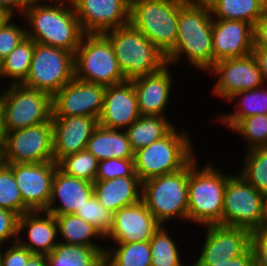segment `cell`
<instances>
[{"label": "cell", "mask_w": 267, "mask_h": 266, "mask_svg": "<svg viewBox=\"0 0 267 266\" xmlns=\"http://www.w3.org/2000/svg\"><path fill=\"white\" fill-rule=\"evenodd\" d=\"M22 18L26 37L72 53L85 34L71 0H30Z\"/></svg>", "instance_id": "cell-1"}, {"label": "cell", "mask_w": 267, "mask_h": 266, "mask_svg": "<svg viewBox=\"0 0 267 266\" xmlns=\"http://www.w3.org/2000/svg\"><path fill=\"white\" fill-rule=\"evenodd\" d=\"M212 24L213 17L204 0H187L179 9L176 44L166 56L167 64L180 65L186 58L190 67L207 72L213 66Z\"/></svg>", "instance_id": "cell-2"}, {"label": "cell", "mask_w": 267, "mask_h": 266, "mask_svg": "<svg viewBox=\"0 0 267 266\" xmlns=\"http://www.w3.org/2000/svg\"><path fill=\"white\" fill-rule=\"evenodd\" d=\"M197 158L189 162L188 222L197 227L222 225L224 192L234 173H225L211 161L199 167Z\"/></svg>", "instance_id": "cell-3"}, {"label": "cell", "mask_w": 267, "mask_h": 266, "mask_svg": "<svg viewBox=\"0 0 267 266\" xmlns=\"http://www.w3.org/2000/svg\"><path fill=\"white\" fill-rule=\"evenodd\" d=\"M178 128L176 126L167 136L134 152V170L142 182L177 172L196 156L191 133L180 128L178 131Z\"/></svg>", "instance_id": "cell-4"}, {"label": "cell", "mask_w": 267, "mask_h": 266, "mask_svg": "<svg viewBox=\"0 0 267 266\" xmlns=\"http://www.w3.org/2000/svg\"><path fill=\"white\" fill-rule=\"evenodd\" d=\"M110 41L126 80L160 71L166 56L130 23L103 33Z\"/></svg>", "instance_id": "cell-5"}, {"label": "cell", "mask_w": 267, "mask_h": 266, "mask_svg": "<svg viewBox=\"0 0 267 266\" xmlns=\"http://www.w3.org/2000/svg\"><path fill=\"white\" fill-rule=\"evenodd\" d=\"M188 182L189 163L177 172L142 182V200L161 225L168 226L170 220L188 222Z\"/></svg>", "instance_id": "cell-6"}, {"label": "cell", "mask_w": 267, "mask_h": 266, "mask_svg": "<svg viewBox=\"0 0 267 266\" xmlns=\"http://www.w3.org/2000/svg\"><path fill=\"white\" fill-rule=\"evenodd\" d=\"M187 0H131L129 23L165 56L175 47L179 9Z\"/></svg>", "instance_id": "cell-7"}, {"label": "cell", "mask_w": 267, "mask_h": 266, "mask_svg": "<svg viewBox=\"0 0 267 266\" xmlns=\"http://www.w3.org/2000/svg\"><path fill=\"white\" fill-rule=\"evenodd\" d=\"M0 100L3 132H13L44 122H52V96L46 92L10 84Z\"/></svg>", "instance_id": "cell-8"}, {"label": "cell", "mask_w": 267, "mask_h": 266, "mask_svg": "<svg viewBox=\"0 0 267 266\" xmlns=\"http://www.w3.org/2000/svg\"><path fill=\"white\" fill-rule=\"evenodd\" d=\"M74 77L104 86L127 81L110 41L103 34H84L75 53Z\"/></svg>", "instance_id": "cell-9"}, {"label": "cell", "mask_w": 267, "mask_h": 266, "mask_svg": "<svg viewBox=\"0 0 267 266\" xmlns=\"http://www.w3.org/2000/svg\"><path fill=\"white\" fill-rule=\"evenodd\" d=\"M75 53L35 42L29 74L23 86L52 97L74 78Z\"/></svg>", "instance_id": "cell-10"}, {"label": "cell", "mask_w": 267, "mask_h": 266, "mask_svg": "<svg viewBox=\"0 0 267 266\" xmlns=\"http://www.w3.org/2000/svg\"><path fill=\"white\" fill-rule=\"evenodd\" d=\"M265 195L239 173L227 181L223 199L222 225L252 232L263 225Z\"/></svg>", "instance_id": "cell-11"}, {"label": "cell", "mask_w": 267, "mask_h": 266, "mask_svg": "<svg viewBox=\"0 0 267 266\" xmlns=\"http://www.w3.org/2000/svg\"><path fill=\"white\" fill-rule=\"evenodd\" d=\"M3 133V148L0 155L2 163L54 161L52 122Z\"/></svg>", "instance_id": "cell-12"}, {"label": "cell", "mask_w": 267, "mask_h": 266, "mask_svg": "<svg viewBox=\"0 0 267 266\" xmlns=\"http://www.w3.org/2000/svg\"><path fill=\"white\" fill-rule=\"evenodd\" d=\"M206 73L214 80L217 77L211 92L224 102L237 92L265 85L258 61L253 54L217 61Z\"/></svg>", "instance_id": "cell-13"}, {"label": "cell", "mask_w": 267, "mask_h": 266, "mask_svg": "<svg viewBox=\"0 0 267 266\" xmlns=\"http://www.w3.org/2000/svg\"><path fill=\"white\" fill-rule=\"evenodd\" d=\"M106 86L73 78L52 97V117L92 116L99 119Z\"/></svg>", "instance_id": "cell-14"}, {"label": "cell", "mask_w": 267, "mask_h": 266, "mask_svg": "<svg viewBox=\"0 0 267 266\" xmlns=\"http://www.w3.org/2000/svg\"><path fill=\"white\" fill-rule=\"evenodd\" d=\"M15 177L23 203L31 211H45L52 194V181L58 167L54 161L43 163H5Z\"/></svg>", "instance_id": "cell-15"}, {"label": "cell", "mask_w": 267, "mask_h": 266, "mask_svg": "<svg viewBox=\"0 0 267 266\" xmlns=\"http://www.w3.org/2000/svg\"><path fill=\"white\" fill-rule=\"evenodd\" d=\"M130 1L71 0L85 34H103L129 24Z\"/></svg>", "instance_id": "cell-16"}, {"label": "cell", "mask_w": 267, "mask_h": 266, "mask_svg": "<svg viewBox=\"0 0 267 266\" xmlns=\"http://www.w3.org/2000/svg\"><path fill=\"white\" fill-rule=\"evenodd\" d=\"M160 227L161 224L141 199L113 213V223L105 236V245L108 241L113 244L149 241Z\"/></svg>", "instance_id": "cell-17"}, {"label": "cell", "mask_w": 267, "mask_h": 266, "mask_svg": "<svg viewBox=\"0 0 267 266\" xmlns=\"http://www.w3.org/2000/svg\"><path fill=\"white\" fill-rule=\"evenodd\" d=\"M202 238L203 247L198 248L199 255L195 262L229 261L242 255L251 246V232L244 228L206 225Z\"/></svg>", "instance_id": "cell-18"}, {"label": "cell", "mask_w": 267, "mask_h": 266, "mask_svg": "<svg viewBox=\"0 0 267 266\" xmlns=\"http://www.w3.org/2000/svg\"><path fill=\"white\" fill-rule=\"evenodd\" d=\"M213 65L215 62L245 57L253 53L254 25L241 20L213 19Z\"/></svg>", "instance_id": "cell-19"}, {"label": "cell", "mask_w": 267, "mask_h": 266, "mask_svg": "<svg viewBox=\"0 0 267 266\" xmlns=\"http://www.w3.org/2000/svg\"><path fill=\"white\" fill-rule=\"evenodd\" d=\"M141 116L132 81L106 86L99 125L108 129L125 130Z\"/></svg>", "instance_id": "cell-20"}, {"label": "cell", "mask_w": 267, "mask_h": 266, "mask_svg": "<svg viewBox=\"0 0 267 266\" xmlns=\"http://www.w3.org/2000/svg\"><path fill=\"white\" fill-rule=\"evenodd\" d=\"M54 162L86 150L87 142L99 126L92 116L52 117Z\"/></svg>", "instance_id": "cell-21"}, {"label": "cell", "mask_w": 267, "mask_h": 266, "mask_svg": "<svg viewBox=\"0 0 267 266\" xmlns=\"http://www.w3.org/2000/svg\"><path fill=\"white\" fill-rule=\"evenodd\" d=\"M17 242L32 254L49 255L59 243L55 216L46 211H30L21 215Z\"/></svg>", "instance_id": "cell-22"}, {"label": "cell", "mask_w": 267, "mask_h": 266, "mask_svg": "<svg viewBox=\"0 0 267 266\" xmlns=\"http://www.w3.org/2000/svg\"><path fill=\"white\" fill-rule=\"evenodd\" d=\"M170 65L160 71L131 80L136 91L141 116H167L173 88V74Z\"/></svg>", "instance_id": "cell-23"}, {"label": "cell", "mask_w": 267, "mask_h": 266, "mask_svg": "<svg viewBox=\"0 0 267 266\" xmlns=\"http://www.w3.org/2000/svg\"><path fill=\"white\" fill-rule=\"evenodd\" d=\"M93 194V183L69 176L57 167L51 199L45 211L52 215L75 214Z\"/></svg>", "instance_id": "cell-24"}, {"label": "cell", "mask_w": 267, "mask_h": 266, "mask_svg": "<svg viewBox=\"0 0 267 266\" xmlns=\"http://www.w3.org/2000/svg\"><path fill=\"white\" fill-rule=\"evenodd\" d=\"M93 188L99 203L112 213L142 199V181L138 176L95 180Z\"/></svg>", "instance_id": "cell-25"}, {"label": "cell", "mask_w": 267, "mask_h": 266, "mask_svg": "<svg viewBox=\"0 0 267 266\" xmlns=\"http://www.w3.org/2000/svg\"><path fill=\"white\" fill-rule=\"evenodd\" d=\"M86 150L99 161L134 158V151L124 130L108 129L100 125L87 142Z\"/></svg>", "instance_id": "cell-26"}, {"label": "cell", "mask_w": 267, "mask_h": 266, "mask_svg": "<svg viewBox=\"0 0 267 266\" xmlns=\"http://www.w3.org/2000/svg\"><path fill=\"white\" fill-rule=\"evenodd\" d=\"M226 102L229 104L235 102L233 104L235 111L233 109V112L220 114L218 117L215 116V119L217 123L220 122L230 130L240 119L257 114H267V85L237 92Z\"/></svg>", "instance_id": "cell-27"}, {"label": "cell", "mask_w": 267, "mask_h": 266, "mask_svg": "<svg viewBox=\"0 0 267 266\" xmlns=\"http://www.w3.org/2000/svg\"><path fill=\"white\" fill-rule=\"evenodd\" d=\"M54 216L58 226V236H60L59 242L88 247H106L102 245L105 237L98 229L76 214Z\"/></svg>", "instance_id": "cell-28"}, {"label": "cell", "mask_w": 267, "mask_h": 266, "mask_svg": "<svg viewBox=\"0 0 267 266\" xmlns=\"http://www.w3.org/2000/svg\"><path fill=\"white\" fill-rule=\"evenodd\" d=\"M175 123L167 116H140L124 131L133 151H137L167 136Z\"/></svg>", "instance_id": "cell-29"}, {"label": "cell", "mask_w": 267, "mask_h": 266, "mask_svg": "<svg viewBox=\"0 0 267 266\" xmlns=\"http://www.w3.org/2000/svg\"><path fill=\"white\" fill-rule=\"evenodd\" d=\"M213 19L241 20L252 25L267 10V0H204Z\"/></svg>", "instance_id": "cell-30"}, {"label": "cell", "mask_w": 267, "mask_h": 266, "mask_svg": "<svg viewBox=\"0 0 267 266\" xmlns=\"http://www.w3.org/2000/svg\"><path fill=\"white\" fill-rule=\"evenodd\" d=\"M105 247H88L59 242L47 255L48 266H104Z\"/></svg>", "instance_id": "cell-31"}, {"label": "cell", "mask_w": 267, "mask_h": 266, "mask_svg": "<svg viewBox=\"0 0 267 266\" xmlns=\"http://www.w3.org/2000/svg\"><path fill=\"white\" fill-rule=\"evenodd\" d=\"M111 245L105 247L104 266H151L149 241Z\"/></svg>", "instance_id": "cell-32"}, {"label": "cell", "mask_w": 267, "mask_h": 266, "mask_svg": "<svg viewBox=\"0 0 267 266\" xmlns=\"http://www.w3.org/2000/svg\"><path fill=\"white\" fill-rule=\"evenodd\" d=\"M35 48V41L26 37L18 46L2 60L1 81L9 80V84H22L27 78L33 51ZM11 80V81H10Z\"/></svg>", "instance_id": "cell-33"}, {"label": "cell", "mask_w": 267, "mask_h": 266, "mask_svg": "<svg viewBox=\"0 0 267 266\" xmlns=\"http://www.w3.org/2000/svg\"><path fill=\"white\" fill-rule=\"evenodd\" d=\"M167 225L161 227L152 235L149 240L151 248L152 262L151 266H191L190 263L185 264L182 259L179 242H175V236L171 234ZM173 237V238H172Z\"/></svg>", "instance_id": "cell-34"}, {"label": "cell", "mask_w": 267, "mask_h": 266, "mask_svg": "<svg viewBox=\"0 0 267 266\" xmlns=\"http://www.w3.org/2000/svg\"><path fill=\"white\" fill-rule=\"evenodd\" d=\"M239 173L257 191L267 194V147L246 150Z\"/></svg>", "instance_id": "cell-35"}, {"label": "cell", "mask_w": 267, "mask_h": 266, "mask_svg": "<svg viewBox=\"0 0 267 266\" xmlns=\"http://www.w3.org/2000/svg\"><path fill=\"white\" fill-rule=\"evenodd\" d=\"M230 131L244 138L246 150L267 147V114L240 119Z\"/></svg>", "instance_id": "cell-36"}, {"label": "cell", "mask_w": 267, "mask_h": 266, "mask_svg": "<svg viewBox=\"0 0 267 266\" xmlns=\"http://www.w3.org/2000/svg\"><path fill=\"white\" fill-rule=\"evenodd\" d=\"M0 208L16 213L19 217L31 210L23 203L22 196L11 168L0 161Z\"/></svg>", "instance_id": "cell-37"}, {"label": "cell", "mask_w": 267, "mask_h": 266, "mask_svg": "<svg viewBox=\"0 0 267 266\" xmlns=\"http://www.w3.org/2000/svg\"><path fill=\"white\" fill-rule=\"evenodd\" d=\"M57 165L65 174L93 183L99 160L87 150H83L62 158Z\"/></svg>", "instance_id": "cell-38"}, {"label": "cell", "mask_w": 267, "mask_h": 266, "mask_svg": "<svg viewBox=\"0 0 267 266\" xmlns=\"http://www.w3.org/2000/svg\"><path fill=\"white\" fill-rule=\"evenodd\" d=\"M75 214L93 225L104 237L112 227L113 213L100 204L94 194Z\"/></svg>", "instance_id": "cell-39"}, {"label": "cell", "mask_w": 267, "mask_h": 266, "mask_svg": "<svg viewBox=\"0 0 267 266\" xmlns=\"http://www.w3.org/2000/svg\"><path fill=\"white\" fill-rule=\"evenodd\" d=\"M16 16H8L0 25V58L7 57L18 44L26 38V26L24 19L19 25L15 22ZM23 23L24 25H20ZM24 26V27H23Z\"/></svg>", "instance_id": "cell-40"}, {"label": "cell", "mask_w": 267, "mask_h": 266, "mask_svg": "<svg viewBox=\"0 0 267 266\" xmlns=\"http://www.w3.org/2000/svg\"><path fill=\"white\" fill-rule=\"evenodd\" d=\"M128 176H138L134 170V158H111L99 161L95 180H108Z\"/></svg>", "instance_id": "cell-41"}, {"label": "cell", "mask_w": 267, "mask_h": 266, "mask_svg": "<svg viewBox=\"0 0 267 266\" xmlns=\"http://www.w3.org/2000/svg\"><path fill=\"white\" fill-rule=\"evenodd\" d=\"M19 216L0 208V247L17 242Z\"/></svg>", "instance_id": "cell-42"}, {"label": "cell", "mask_w": 267, "mask_h": 266, "mask_svg": "<svg viewBox=\"0 0 267 266\" xmlns=\"http://www.w3.org/2000/svg\"><path fill=\"white\" fill-rule=\"evenodd\" d=\"M251 248L255 266H267V226L261 225L251 232Z\"/></svg>", "instance_id": "cell-43"}, {"label": "cell", "mask_w": 267, "mask_h": 266, "mask_svg": "<svg viewBox=\"0 0 267 266\" xmlns=\"http://www.w3.org/2000/svg\"><path fill=\"white\" fill-rule=\"evenodd\" d=\"M1 247V260L2 266H24L29 260L32 253L25 247L21 246L18 242L9 244L5 250Z\"/></svg>", "instance_id": "cell-44"}, {"label": "cell", "mask_w": 267, "mask_h": 266, "mask_svg": "<svg viewBox=\"0 0 267 266\" xmlns=\"http://www.w3.org/2000/svg\"><path fill=\"white\" fill-rule=\"evenodd\" d=\"M191 266H255L254 253L251 246L236 258L221 262H192Z\"/></svg>", "instance_id": "cell-45"}, {"label": "cell", "mask_w": 267, "mask_h": 266, "mask_svg": "<svg viewBox=\"0 0 267 266\" xmlns=\"http://www.w3.org/2000/svg\"><path fill=\"white\" fill-rule=\"evenodd\" d=\"M30 0H0V10L4 11L8 16L19 17L23 15L25 8Z\"/></svg>", "instance_id": "cell-46"}, {"label": "cell", "mask_w": 267, "mask_h": 266, "mask_svg": "<svg viewBox=\"0 0 267 266\" xmlns=\"http://www.w3.org/2000/svg\"><path fill=\"white\" fill-rule=\"evenodd\" d=\"M254 45L267 46V10L254 25Z\"/></svg>", "instance_id": "cell-47"}, {"label": "cell", "mask_w": 267, "mask_h": 266, "mask_svg": "<svg viewBox=\"0 0 267 266\" xmlns=\"http://www.w3.org/2000/svg\"><path fill=\"white\" fill-rule=\"evenodd\" d=\"M256 60L258 61L260 70L263 75L265 85H267V46L254 45L253 53Z\"/></svg>", "instance_id": "cell-48"}, {"label": "cell", "mask_w": 267, "mask_h": 266, "mask_svg": "<svg viewBox=\"0 0 267 266\" xmlns=\"http://www.w3.org/2000/svg\"><path fill=\"white\" fill-rule=\"evenodd\" d=\"M24 266H48L46 255L32 254Z\"/></svg>", "instance_id": "cell-49"}, {"label": "cell", "mask_w": 267, "mask_h": 266, "mask_svg": "<svg viewBox=\"0 0 267 266\" xmlns=\"http://www.w3.org/2000/svg\"><path fill=\"white\" fill-rule=\"evenodd\" d=\"M3 139H4V133L2 129V122H1V115H0V155L2 152V148H3Z\"/></svg>", "instance_id": "cell-50"}, {"label": "cell", "mask_w": 267, "mask_h": 266, "mask_svg": "<svg viewBox=\"0 0 267 266\" xmlns=\"http://www.w3.org/2000/svg\"><path fill=\"white\" fill-rule=\"evenodd\" d=\"M263 225L267 226V194L265 195V203H264V221Z\"/></svg>", "instance_id": "cell-51"}, {"label": "cell", "mask_w": 267, "mask_h": 266, "mask_svg": "<svg viewBox=\"0 0 267 266\" xmlns=\"http://www.w3.org/2000/svg\"><path fill=\"white\" fill-rule=\"evenodd\" d=\"M7 17H8V15L4 11L0 10V25L4 22V20Z\"/></svg>", "instance_id": "cell-52"}, {"label": "cell", "mask_w": 267, "mask_h": 266, "mask_svg": "<svg viewBox=\"0 0 267 266\" xmlns=\"http://www.w3.org/2000/svg\"><path fill=\"white\" fill-rule=\"evenodd\" d=\"M1 72H2V59L0 58V78H1Z\"/></svg>", "instance_id": "cell-53"}, {"label": "cell", "mask_w": 267, "mask_h": 266, "mask_svg": "<svg viewBox=\"0 0 267 266\" xmlns=\"http://www.w3.org/2000/svg\"><path fill=\"white\" fill-rule=\"evenodd\" d=\"M0 84L2 85V83H1V78H0ZM0 89H1V86H0ZM2 91H3V90L1 89V90H0V92H1V93H0V100H1V94H2Z\"/></svg>", "instance_id": "cell-54"}, {"label": "cell", "mask_w": 267, "mask_h": 266, "mask_svg": "<svg viewBox=\"0 0 267 266\" xmlns=\"http://www.w3.org/2000/svg\"><path fill=\"white\" fill-rule=\"evenodd\" d=\"M0 266H2V260H1V247H0Z\"/></svg>", "instance_id": "cell-55"}]
</instances>
